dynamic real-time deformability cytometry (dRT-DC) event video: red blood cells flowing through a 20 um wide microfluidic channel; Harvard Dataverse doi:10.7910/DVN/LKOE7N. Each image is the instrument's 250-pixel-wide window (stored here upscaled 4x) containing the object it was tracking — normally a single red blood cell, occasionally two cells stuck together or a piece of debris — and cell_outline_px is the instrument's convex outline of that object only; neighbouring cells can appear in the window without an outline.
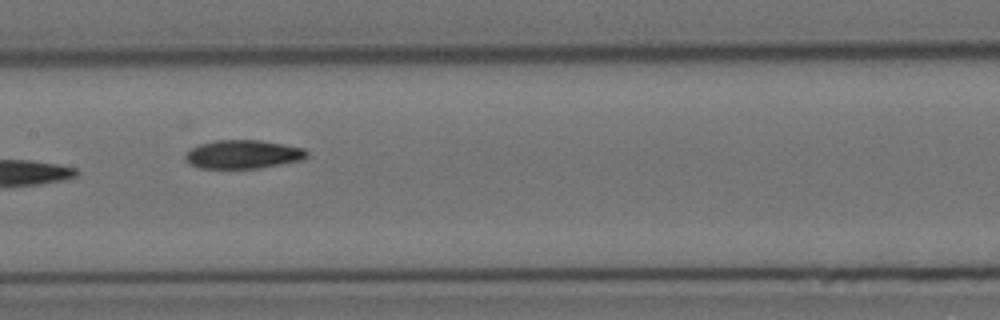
{"species": "Egyptian fruit bat (a non-hibernating species)", "species_latin": "Rousettus aegyptiacus", "temperature_condition": "cold", "stored_images_in_passage": 6, "camera_frame_rate_fps": 3000, "um_per_image_px": 0.085, "animal": {"sex": "female"}, "frame": {"image": 1, "passage_image": 4, "time_ms": 3.667, "image_size_px": [1000, 320], "cell_outline_px": [[308, 156], [304, 160], [260, 168], [200, 168], [188, 164], [184, 160], [184, 156], [192, 148], [200, 144], [216, 140], [260, 140], [304, 148], [308, 152]], "centroid_in_image_um": [20.67, 13.12], "position_along_channel_um": 186.7, "area_um2": 20.35}}
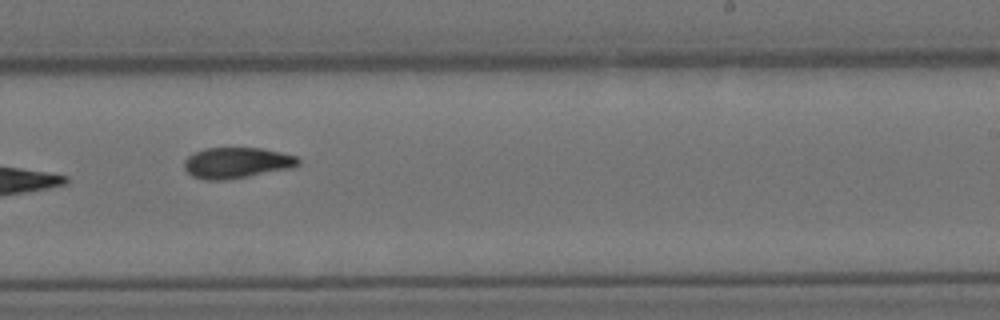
{"frame": {"image": 2, "passage_image": 6, "time_ms": 6.0, "image_size_px": [1000, 320], "cell_outline_px": [[300, 164], [292, 168], [248, 176], [224, 180], [204, 180], [192, 176], [184, 168], [184, 160], [192, 152], [204, 148], [260, 148], [280, 152], [296, 156], [300, 160]], "centroid_in_image_um": [20.1, 13.83], "position_along_channel_um": 268.9, "area_um2": 20.58}}